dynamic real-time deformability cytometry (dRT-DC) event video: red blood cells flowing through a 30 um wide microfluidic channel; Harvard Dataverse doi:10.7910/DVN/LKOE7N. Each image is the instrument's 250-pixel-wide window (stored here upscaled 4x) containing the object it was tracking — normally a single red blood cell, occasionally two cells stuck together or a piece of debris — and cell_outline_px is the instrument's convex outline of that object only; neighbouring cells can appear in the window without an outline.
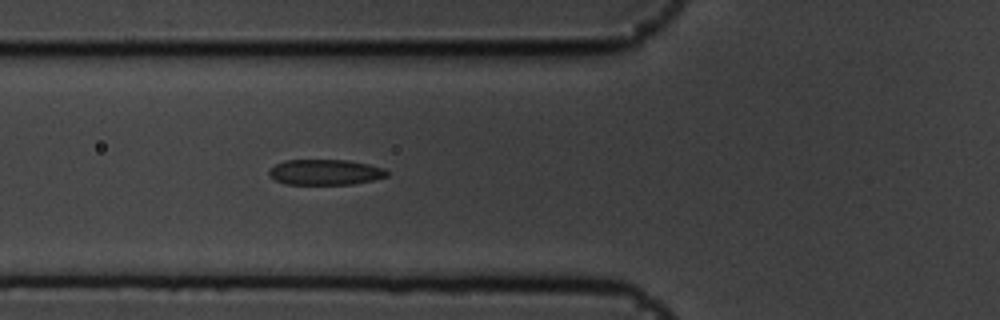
{"species": "common noctule bat (a hibernating species)", "species_latin": "Nyctalus noctula", "temperature_condition": "cold", "stored_images_in_passage": 5, "camera_frame_rate_fps": 3000, "um_per_image_px": 0.085, "animal": {"sex": "male", "body_mass_g": 19.5, "forearm_length_mm": 54.6}, "frame": {"image": 1, "passage_image": 5, "time_ms": 1.333, "image_size_px": [1000, 320], "cell_outline_px": [[388, 176], [372, 180], [352, 184], [284, 184], [276, 180], [268, 172], [276, 164], [284, 160], [348, 160], [368, 164], [384, 168], [388, 172]], "centroid_in_image_um": [27.67, 14.63], "position_along_channel_um": 98.1, "area_um2": 17.4}}